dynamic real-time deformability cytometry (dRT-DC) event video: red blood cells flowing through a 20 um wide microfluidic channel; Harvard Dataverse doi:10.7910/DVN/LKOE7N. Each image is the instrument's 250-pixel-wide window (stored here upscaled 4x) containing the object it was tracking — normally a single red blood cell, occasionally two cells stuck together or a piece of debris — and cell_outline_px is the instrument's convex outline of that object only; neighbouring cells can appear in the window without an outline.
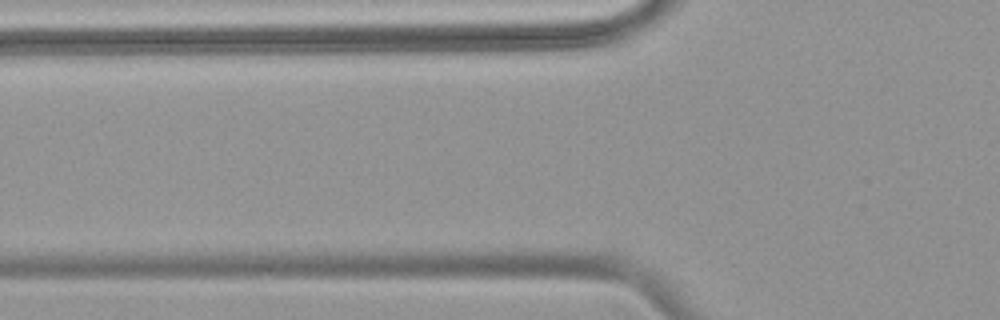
{"species": "common noctule bat (a hibernating species)", "species_latin": "Nyctalus noctula", "temperature_condition": "warm", "stored_images_in_passage": 3, "camera_frame_rate_fps": 3000, "um_per_image_px": 0.085, "animal": {"sex": "female", "body_mass_g": 18.4}, "frame": {"image": 1, "passage_image": 3, "time_ms": 0.667, "image_size_px": [1000, 320], "cell_outline_px": [[564, 28], [560, 36], [544, 44], [396, 36], [376, 28], [384, 24], [520, 24]], "centroid_in_image_um": [40.57, 2.73], "position_along_channel_um": 85.2, "area_um2": 19.59}}